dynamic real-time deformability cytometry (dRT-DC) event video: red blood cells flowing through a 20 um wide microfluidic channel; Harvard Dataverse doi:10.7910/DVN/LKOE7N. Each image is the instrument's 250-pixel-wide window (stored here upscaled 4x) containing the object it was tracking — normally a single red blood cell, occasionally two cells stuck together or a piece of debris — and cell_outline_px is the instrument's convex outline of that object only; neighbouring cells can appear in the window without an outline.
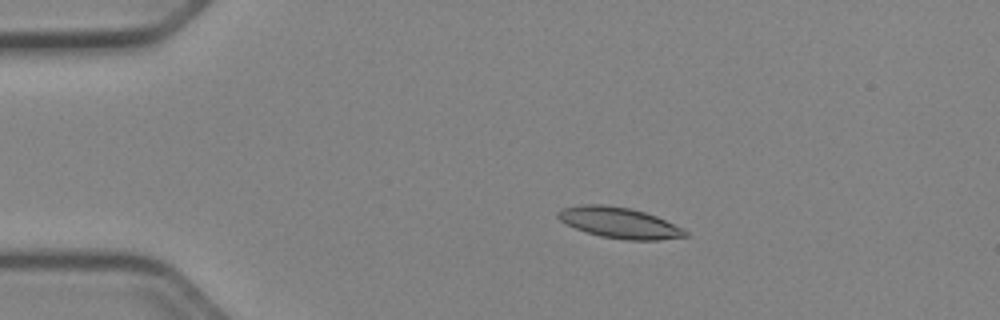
{"species": "Egyptian fruit bat (a non-hibernating species)", "species_latin": "Rousettus aegyptiacus", "temperature_condition": "cold", "stored_images_in_passage": 49, "camera_frame_rate_fps": 3000, "um_per_image_px": 0.085, "animal": {"sex": "female"}, "frame": {"image": 1, "passage_image": 8, "time_ms": 2.333, "image_size_px": [1000, 320], "cell_outline_px": [[688, 236], [656, 240], [628, 240], [600, 236], [576, 228], [560, 220], [556, 216], [556, 212], [564, 208], [584, 204], [600, 204], [628, 208], [644, 212], [656, 216], [684, 228], [688, 232]], "centroid_in_image_um": [52.67, 18.94], "position_along_channel_um": 32.3, "area_um2": 22.6}}
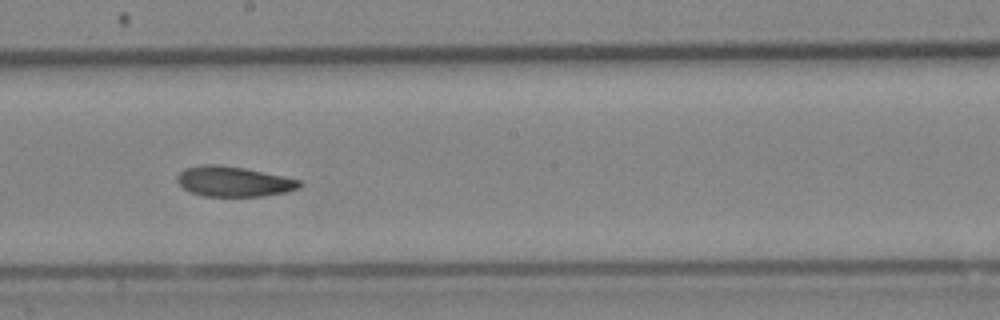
{"frame": {"image": 2, "passage_image": 27, "time_ms": 8.667, "image_size_px": [1000, 320], "cell_outline_px": [[304, 184], [300, 188], [288, 192], [260, 196], [204, 196], [192, 192], [184, 188], [176, 180], [176, 176], [184, 168], [200, 164], [220, 164], [244, 168], [300, 180]], "centroid_in_image_um": [19.86, 15.42], "position_along_channel_um": 228.3, "area_um2": 21.56}}
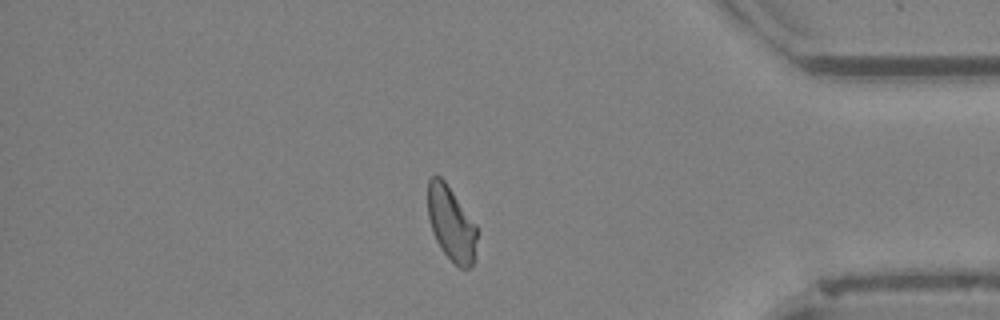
{"frame": {"image": 3, "passage_image": 42, "time_ms": 13.667, "image_size_px": [1000, 320], "cell_outline_px": [[476, 240], [472, 268], [460, 268], [440, 248], [432, 232], [428, 216], [428, 180], [432, 176], [440, 176], [444, 180], [476, 224]], "centroid_in_image_um": [38.34, 19.0], "position_along_channel_um": 396.9, "area_um2": 21.04}, "authors_computed_cell_mechanics": {"area_um2": 21.964, "velocity_mm_per_s": 3.9444, "shape_relaxation_time_tau1_ms": 8.4112, "shape_relaxation_time_tau2_ms": 5.5077, "deformation_change_tau1": 0.159, "deformation_change_tau2": 0.1148}}